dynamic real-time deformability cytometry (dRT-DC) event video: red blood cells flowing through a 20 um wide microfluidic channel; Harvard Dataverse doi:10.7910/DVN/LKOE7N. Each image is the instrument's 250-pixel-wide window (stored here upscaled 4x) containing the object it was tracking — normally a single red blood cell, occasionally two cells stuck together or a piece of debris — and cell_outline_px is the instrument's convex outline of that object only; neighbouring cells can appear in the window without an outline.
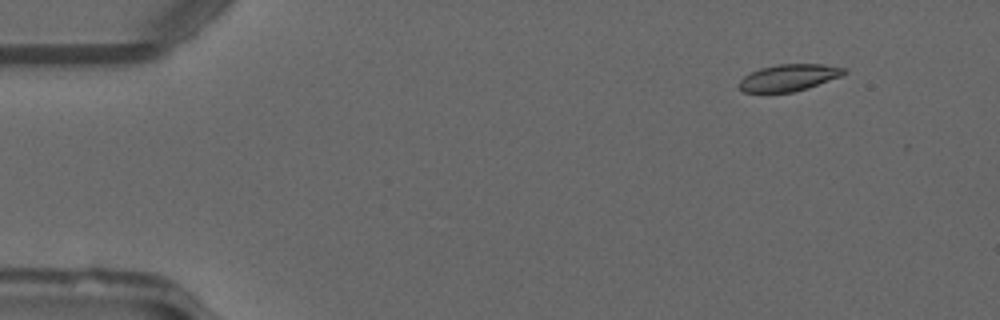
{"species": "common noctule bat (a hibernating species)", "species_latin": "Nyctalus noctula", "temperature_condition": "warm", "stored_images_in_passage": 50, "camera_frame_rate_fps": 3000, "um_per_image_px": 0.085, "animal": {"sex": "male", "forearm_length_mm": 52.5}, "frame": {"image": 1, "passage_image": 6, "time_ms": 1.667, "image_size_px": [1000, 320], "cell_outline_px": [[848, 72], [840, 76], [808, 88], [792, 92], [744, 92], [736, 84], [744, 76], [760, 68], [776, 64], [824, 64], [848, 68]], "centroid_in_image_um": [67.06, 6.59], "position_along_channel_um": 17.9, "area_um2": 16.42}}
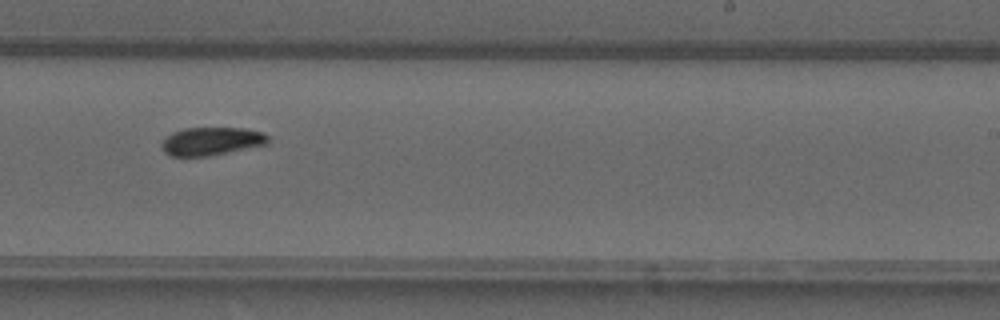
{"frame": {"image": 2, "passage_image": 32, "time_ms": 10.333, "image_size_px": [1000, 320], "cell_outline_px": [[268, 144], [208, 156], [172, 156], [164, 152], [160, 144], [172, 132], [184, 128], [244, 128], [264, 132], [268, 136]], "centroid_in_image_um": [17.98, 12.0], "position_along_channel_um": 271.0, "area_um2": 17.4}}
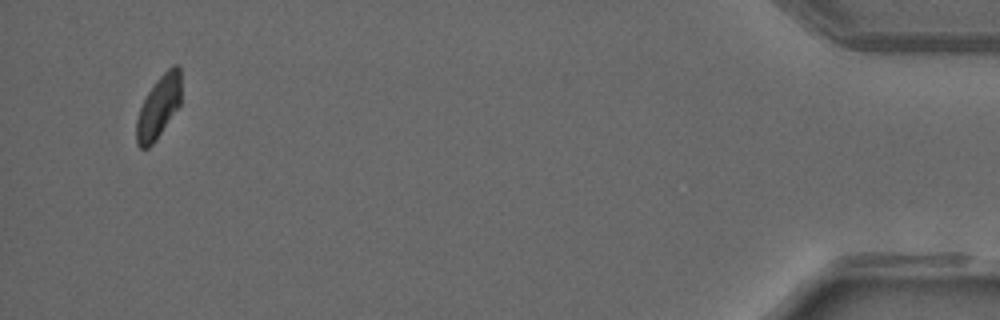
{"frame": {"image": 3, "passage_image": 49, "time_ms": 16.0, "image_size_px": [1000, 320], "cell_outline_px": [[180, 104], [152, 144], [148, 148], [140, 148], [136, 144], [136, 120], [140, 108], [148, 92], [156, 80], [172, 64], [176, 64], [180, 68]], "centroid_in_image_um": [13.46, 9.07], "position_along_channel_um": 421.7, "area_um2": 15.95}}